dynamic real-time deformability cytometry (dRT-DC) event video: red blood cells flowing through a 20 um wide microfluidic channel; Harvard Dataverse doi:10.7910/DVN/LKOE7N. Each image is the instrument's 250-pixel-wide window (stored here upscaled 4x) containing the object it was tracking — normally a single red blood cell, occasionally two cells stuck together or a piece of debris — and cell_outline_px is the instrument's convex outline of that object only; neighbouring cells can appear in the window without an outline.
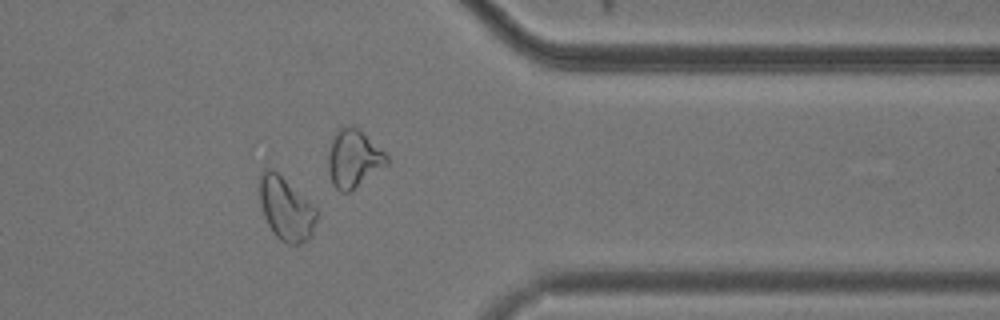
{"species": "common noctule bat (a hibernating species)", "species_latin": "Nyctalus noctula", "temperature_condition": "cold", "stored_images_in_passage": 36, "camera_frame_rate_fps": 3000, "um_per_image_px": 0.085, "animal": {"sex": "male", "body_mass_g": 20.5, "forearm_length_mm": 52.5}, "frame": {"image": 1, "passage_image": 26, "time_ms": 8.333, "image_size_px": [1000, 320], "cell_outline_px": [[320, 212], [312, 232], [308, 240], [300, 244], [288, 244], [280, 240], [276, 236], [268, 224], [264, 216], [260, 204], [260, 172], [264, 168], [272, 168], [308, 200]], "centroid_in_image_um": [24.32, 17.75], "position_along_channel_um": 387.1, "area_um2": 21.04}}